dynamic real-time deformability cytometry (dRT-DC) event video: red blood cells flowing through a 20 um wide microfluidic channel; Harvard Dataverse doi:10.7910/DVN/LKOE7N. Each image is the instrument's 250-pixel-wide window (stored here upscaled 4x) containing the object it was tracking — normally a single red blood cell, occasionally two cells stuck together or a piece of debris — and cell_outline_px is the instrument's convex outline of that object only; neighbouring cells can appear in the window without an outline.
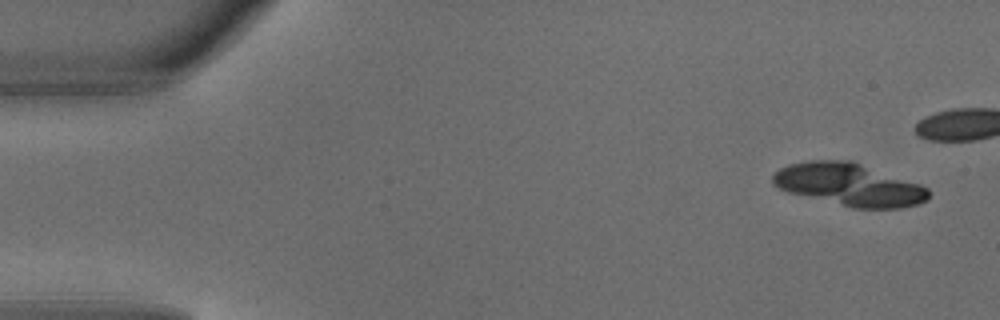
{"species": "common noctule bat (a hibernating species)", "species_latin": "Nyctalus noctula", "temperature_condition": "warm", "stored_images_in_passage": 5, "camera_frame_rate_fps": 3000, "um_per_image_px": 0.085, "animal": {"sex": "male", "body_mass_g": 18.8}, "frame": {"image": 1, "passage_image": 1, "time_ms": 0.0, "image_size_px": [1000, 320], "cell_outline_px": [[928, 200], [916, 204], [900, 208], [852, 208], [788, 192], [772, 184], [772, 176], [780, 168], [788, 164], [808, 160], [852, 160], [920, 184], [928, 188]], "centroid_in_image_um": [72.17, 15.68], "position_along_channel_um": 12.8, "area_um2": 38.61}}
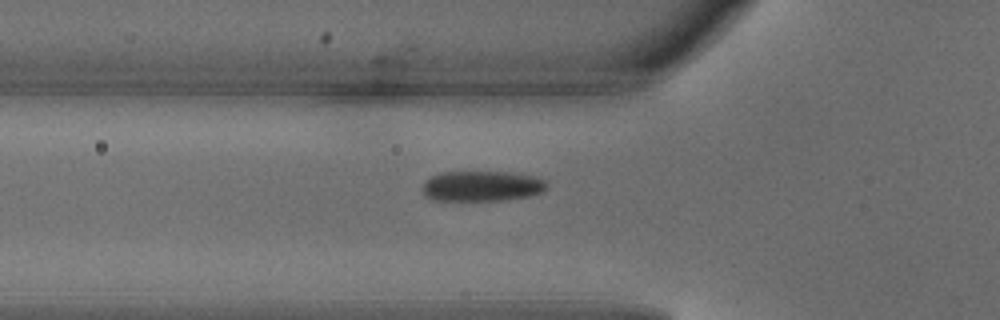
{"frame": {"image": 2, "passage_image": 5, "time_ms": 1.333, "image_size_px": [1000, 320], "cell_outline_px": [[548, 188], [540, 192], [528, 196], [504, 200], [428, 200], [424, 196], [420, 188], [424, 180], [440, 172], [508, 172], [536, 176], [548, 180]], "centroid_in_image_um": [40.92, 15.81], "position_along_channel_um": 84.9, "area_um2": 22.43}}